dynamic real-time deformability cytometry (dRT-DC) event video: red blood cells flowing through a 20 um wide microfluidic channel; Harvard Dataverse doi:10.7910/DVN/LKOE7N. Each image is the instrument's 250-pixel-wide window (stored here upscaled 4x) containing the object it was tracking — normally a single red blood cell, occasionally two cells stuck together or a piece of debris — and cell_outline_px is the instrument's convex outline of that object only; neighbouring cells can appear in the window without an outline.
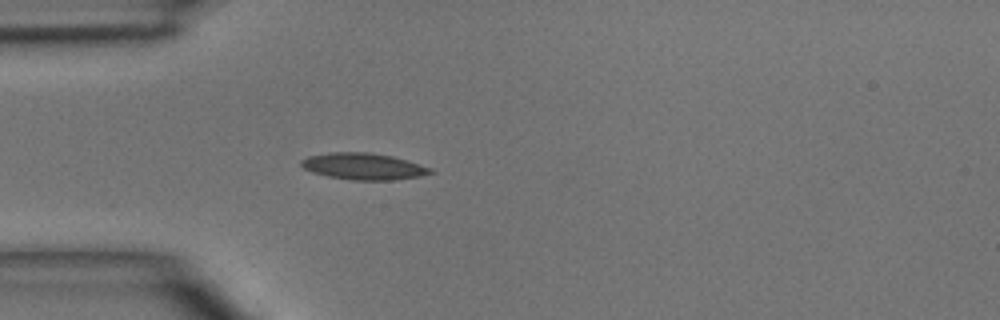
{"species": "common noctule bat (a hibernating species)", "species_latin": "Nyctalus noctula", "temperature_condition": "room temperature", "stored_images_in_passage": 3, "camera_frame_rate_fps": 3000, "um_per_image_px": 0.085, "animal": {"sex": "male", "body_mass_g": 15.6}, "frame": {"image": 1, "passage_image": 3, "time_ms": 2.333, "image_size_px": [1000, 320], "cell_outline_px": [[436, 172], [420, 176], [396, 180], [352, 180], [328, 176], [312, 172], [304, 168], [300, 164], [300, 160], [308, 156], [332, 152], [368, 152], [392, 156], [432, 168]], "centroid_in_image_um": [30.9, 14.14], "position_along_channel_um": 54.1, "area_um2": 20.0}}